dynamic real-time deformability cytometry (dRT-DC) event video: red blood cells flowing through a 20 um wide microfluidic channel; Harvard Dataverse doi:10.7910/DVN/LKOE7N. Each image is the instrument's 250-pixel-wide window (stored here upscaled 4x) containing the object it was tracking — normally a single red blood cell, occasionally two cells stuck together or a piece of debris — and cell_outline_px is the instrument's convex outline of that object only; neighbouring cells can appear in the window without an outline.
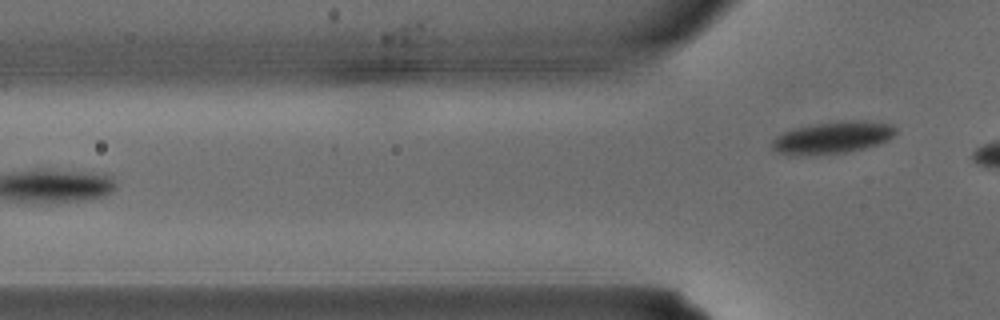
{"species": "common noctule bat (a hibernating species)", "species_latin": "Nyctalus noctula", "temperature_condition": "warm", "stored_images_in_passage": 3, "camera_frame_rate_fps": 3000, "um_per_image_px": 0.085, "animal": {"sex": "male", "body_mass_g": 15.6}, "frame": {"image": 1, "passage_image": 3, "time_ms": 0.667, "image_size_px": [1000, 320], "cell_outline_px": [[896, 132], [888, 140], [880, 144], [848, 152], [796, 156], [792, 156], [776, 152], [772, 148], [772, 140], [776, 136], [784, 132], [796, 128], [812, 124], [856, 120], [864, 120], [892, 124], [896, 128]], "centroid_in_image_um": [70.77, 11.7], "position_along_channel_um": 55.0, "area_um2": 23.18}}